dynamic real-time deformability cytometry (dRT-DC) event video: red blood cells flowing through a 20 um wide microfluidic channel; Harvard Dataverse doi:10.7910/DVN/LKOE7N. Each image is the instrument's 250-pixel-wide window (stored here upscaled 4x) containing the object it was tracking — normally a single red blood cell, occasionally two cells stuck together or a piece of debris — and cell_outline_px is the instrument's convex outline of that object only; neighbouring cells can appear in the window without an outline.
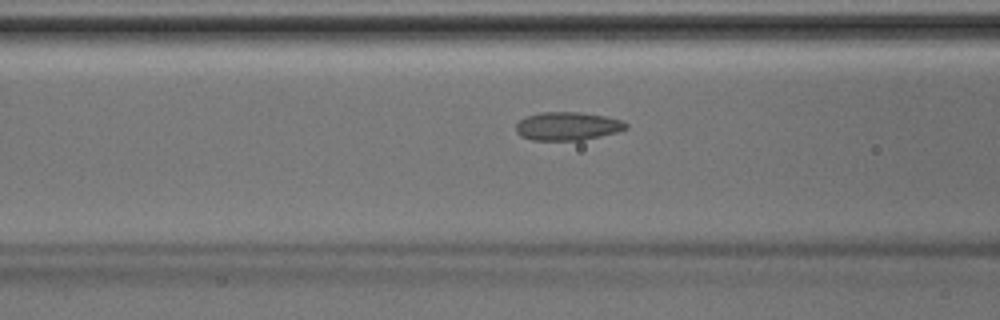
{"species": "Egyptian fruit bat (a non-hibernating species)", "species_latin": "Rousettus aegyptiacus", "temperature_condition": "room temperature", "stored_images_in_passage": 38, "camera_frame_rate_fps": 3000, "um_per_image_px": 0.085, "animal": {"sex": "male"}, "frame": {"image": 1, "passage_image": 12, "time_ms": 3.667, "image_size_px": [1000, 320], "cell_outline_px": [[628, 128], [616, 132], [600, 136], [580, 140], [532, 140], [520, 136], [516, 132], [516, 124], [520, 120], [528, 116], [540, 112], [580, 112], [604, 116], [620, 120], [628, 124]], "centroid_in_image_um": [48.22, 10.72], "position_along_channel_um": 118.4, "area_um2": 18.03}}
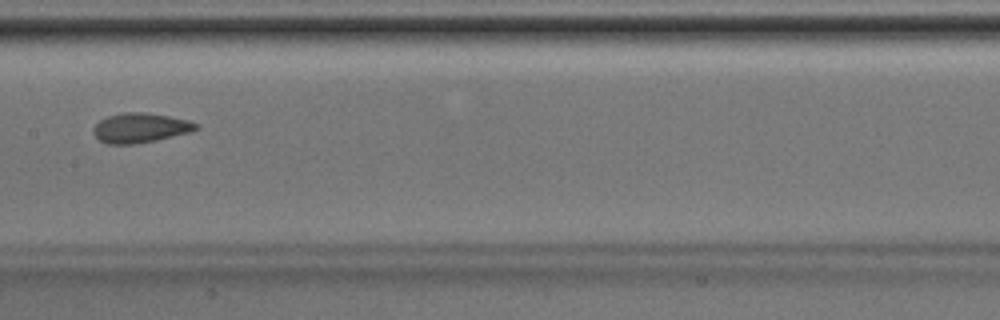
{"frame": {"image": 2, "passage_image": 17, "time_ms": 5.333, "image_size_px": [1000, 320], "cell_outline_px": [[200, 124], [196, 128], [188, 132], [156, 140], [132, 144], [108, 144], [100, 140], [92, 132], [92, 128], [100, 120], [108, 116], [124, 112], [144, 112], [168, 116], [188, 120]], "centroid_in_image_um": [11.89, 10.86], "position_along_channel_um": 195.5, "area_um2": 17.51}}
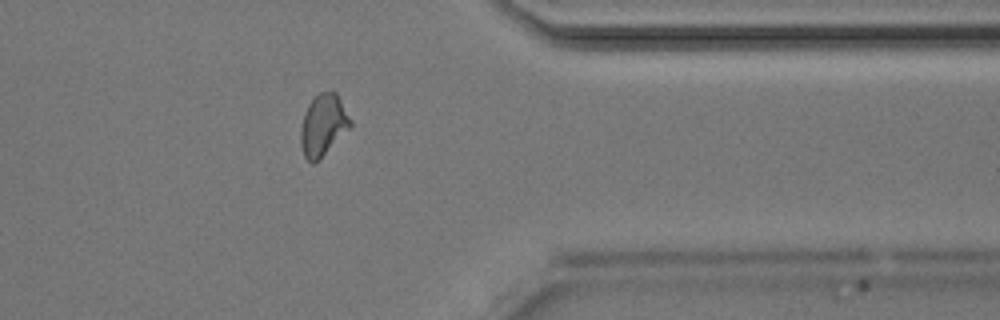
{"frame": {"image": 3, "passage_image": 30, "time_ms": 9.667, "image_size_px": [1000, 320], "cell_outline_px": [[352, 124], [312, 164], [304, 156], [300, 144], [300, 128], [304, 112], [308, 104], [320, 92], [336, 92], [352, 120]], "centroid_in_image_um": [27.43, 10.58], "position_along_channel_um": 384.0, "area_um2": 17.22}}